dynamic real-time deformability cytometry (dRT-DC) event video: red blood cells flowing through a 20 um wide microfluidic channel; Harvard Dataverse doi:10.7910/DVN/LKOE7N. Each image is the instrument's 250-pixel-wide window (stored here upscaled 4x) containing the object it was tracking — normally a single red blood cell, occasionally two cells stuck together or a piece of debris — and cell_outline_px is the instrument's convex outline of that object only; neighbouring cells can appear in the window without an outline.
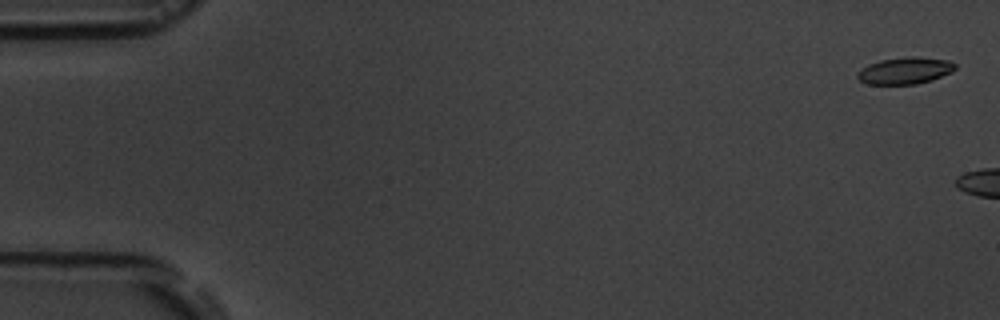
{"species": "common noctule bat (a hibernating species)", "species_latin": "Nyctalus noctula", "temperature_condition": "room temperature", "stored_images_in_passage": 2, "camera_frame_rate_fps": 3000, "um_per_image_px": 0.085, "animal": {"sex": "male", "body_mass_g": 19.5, "forearm_length_mm": 54.6}, "frame": {"image": 1, "passage_image": 1, "time_ms": 0.0, "image_size_px": [1000, 320], "cell_outline_px": [[956, 68], [952, 72], [932, 80], [916, 84], [868, 84], [860, 80], [856, 76], [860, 68], [868, 64], [880, 60], [912, 56], [916, 56], [948, 60], [956, 64]], "centroid_in_image_um": [76.93, 6.0], "position_along_channel_um": 8.1, "area_um2": 15.32}}